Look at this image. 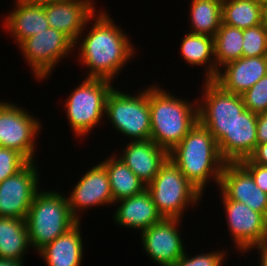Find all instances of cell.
I'll return each instance as SVG.
<instances>
[{
	"label": "cell",
	"mask_w": 267,
	"mask_h": 266,
	"mask_svg": "<svg viewBox=\"0 0 267 266\" xmlns=\"http://www.w3.org/2000/svg\"><path fill=\"white\" fill-rule=\"evenodd\" d=\"M33 1L43 3V2L66 1V0H33Z\"/></svg>",
	"instance_id": "cell-39"
},
{
	"label": "cell",
	"mask_w": 267,
	"mask_h": 266,
	"mask_svg": "<svg viewBox=\"0 0 267 266\" xmlns=\"http://www.w3.org/2000/svg\"><path fill=\"white\" fill-rule=\"evenodd\" d=\"M257 250V252H259V266H267V240L263 241L262 243L256 244L252 247H250L246 253H248V251L255 249Z\"/></svg>",
	"instance_id": "cell-36"
},
{
	"label": "cell",
	"mask_w": 267,
	"mask_h": 266,
	"mask_svg": "<svg viewBox=\"0 0 267 266\" xmlns=\"http://www.w3.org/2000/svg\"><path fill=\"white\" fill-rule=\"evenodd\" d=\"M146 189L163 218L182 219L186 209L199 205L203 195L169 158Z\"/></svg>",
	"instance_id": "cell-5"
},
{
	"label": "cell",
	"mask_w": 267,
	"mask_h": 266,
	"mask_svg": "<svg viewBox=\"0 0 267 266\" xmlns=\"http://www.w3.org/2000/svg\"><path fill=\"white\" fill-rule=\"evenodd\" d=\"M126 144L117 156L147 186L169 158V152L151 139Z\"/></svg>",
	"instance_id": "cell-19"
},
{
	"label": "cell",
	"mask_w": 267,
	"mask_h": 266,
	"mask_svg": "<svg viewBox=\"0 0 267 266\" xmlns=\"http://www.w3.org/2000/svg\"><path fill=\"white\" fill-rule=\"evenodd\" d=\"M222 23L239 29L262 24V0H223Z\"/></svg>",
	"instance_id": "cell-27"
},
{
	"label": "cell",
	"mask_w": 267,
	"mask_h": 266,
	"mask_svg": "<svg viewBox=\"0 0 267 266\" xmlns=\"http://www.w3.org/2000/svg\"><path fill=\"white\" fill-rule=\"evenodd\" d=\"M64 195L58 190H39L31 203L26 223L31 248L37 250L36 252L78 222Z\"/></svg>",
	"instance_id": "cell-4"
},
{
	"label": "cell",
	"mask_w": 267,
	"mask_h": 266,
	"mask_svg": "<svg viewBox=\"0 0 267 266\" xmlns=\"http://www.w3.org/2000/svg\"><path fill=\"white\" fill-rule=\"evenodd\" d=\"M194 102V103H193ZM151 135L158 146L170 152L198 122L196 101L175 97L159 84L149 87Z\"/></svg>",
	"instance_id": "cell-3"
},
{
	"label": "cell",
	"mask_w": 267,
	"mask_h": 266,
	"mask_svg": "<svg viewBox=\"0 0 267 266\" xmlns=\"http://www.w3.org/2000/svg\"><path fill=\"white\" fill-rule=\"evenodd\" d=\"M180 53L189 66H206L205 81L216 78L214 38L208 35L188 33L181 38Z\"/></svg>",
	"instance_id": "cell-23"
},
{
	"label": "cell",
	"mask_w": 267,
	"mask_h": 266,
	"mask_svg": "<svg viewBox=\"0 0 267 266\" xmlns=\"http://www.w3.org/2000/svg\"><path fill=\"white\" fill-rule=\"evenodd\" d=\"M246 109L259 114L267 111V75L241 94Z\"/></svg>",
	"instance_id": "cell-30"
},
{
	"label": "cell",
	"mask_w": 267,
	"mask_h": 266,
	"mask_svg": "<svg viewBox=\"0 0 267 266\" xmlns=\"http://www.w3.org/2000/svg\"><path fill=\"white\" fill-rule=\"evenodd\" d=\"M239 163L250 173L259 189L267 193V166L254 163L249 158L243 159Z\"/></svg>",
	"instance_id": "cell-33"
},
{
	"label": "cell",
	"mask_w": 267,
	"mask_h": 266,
	"mask_svg": "<svg viewBox=\"0 0 267 266\" xmlns=\"http://www.w3.org/2000/svg\"><path fill=\"white\" fill-rule=\"evenodd\" d=\"M169 159L202 193L205 192L204 188L208 186L209 181L219 186L220 176L226 164L217 141L199 122L169 152Z\"/></svg>",
	"instance_id": "cell-2"
},
{
	"label": "cell",
	"mask_w": 267,
	"mask_h": 266,
	"mask_svg": "<svg viewBox=\"0 0 267 266\" xmlns=\"http://www.w3.org/2000/svg\"><path fill=\"white\" fill-rule=\"evenodd\" d=\"M263 25L267 28V0H262Z\"/></svg>",
	"instance_id": "cell-38"
},
{
	"label": "cell",
	"mask_w": 267,
	"mask_h": 266,
	"mask_svg": "<svg viewBox=\"0 0 267 266\" xmlns=\"http://www.w3.org/2000/svg\"><path fill=\"white\" fill-rule=\"evenodd\" d=\"M17 46L37 81L48 78L60 60L76 50L65 34L51 27L28 37Z\"/></svg>",
	"instance_id": "cell-9"
},
{
	"label": "cell",
	"mask_w": 267,
	"mask_h": 266,
	"mask_svg": "<svg viewBox=\"0 0 267 266\" xmlns=\"http://www.w3.org/2000/svg\"><path fill=\"white\" fill-rule=\"evenodd\" d=\"M257 114L245 109L233 122L231 130L218 142L222 158L226 162H239L249 158L257 142Z\"/></svg>",
	"instance_id": "cell-17"
},
{
	"label": "cell",
	"mask_w": 267,
	"mask_h": 266,
	"mask_svg": "<svg viewBox=\"0 0 267 266\" xmlns=\"http://www.w3.org/2000/svg\"><path fill=\"white\" fill-rule=\"evenodd\" d=\"M79 180V181H78ZM67 195L68 205L73 217L81 222V211L96 206L114 204L109 177L104 165L99 162L83 174ZM80 214V215H79Z\"/></svg>",
	"instance_id": "cell-14"
},
{
	"label": "cell",
	"mask_w": 267,
	"mask_h": 266,
	"mask_svg": "<svg viewBox=\"0 0 267 266\" xmlns=\"http://www.w3.org/2000/svg\"><path fill=\"white\" fill-rule=\"evenodd\" d=\"M219 194L226 212L228 233L237 251L245 253L250 247L267 240V218L262 213Z\"/></svg>",
	"instance_id": "cell-12"
},
{
	"label": "cell",
	"mask_w": 267,
	"mask_h": 266,
	"mask_svg": "<svg viewBox=\"0 0 267 266\" xmlns=\"http://www.w3.org/2000/svg\"><path fill=\"white\" fill-rule=\"evenodd\" d=\"M14 10L4 17L3 28L18 45L30 36L49 28L43 3L33 0H14Z\"/></svg>",
	"instance_id": "cell-20"
},
{
	"label": "cell",
	"mask_w": 267,
	"mask_h": 266,
	"mask_svg": "<svg viewBox=\"0 0 267 266\" xmlns=\"http://www.w3.org/2000/svg\"><path fill=\"white\" fill-rule=\"evenodd\" d=\"M30 247L26 220L0 217V258L24 261Z\"/></svg>",
	"instance_id": "cell-24"
},
{
	"label": "cell",
	"mask_w": 267,
	"mask_h": 266,
	"mask_svg": "<svg viewBox=\"0 0 267 266\" xmlns=\"http://www.w3.org/2000/svg\"><path fill=\"white\" fill-rule=\"evenodd\" d=\"M115 204L119 206L112 216L114 222L124 228L138 229L139 233L163 219L147 189L131 197L120 199Z\"/></svg>",
	"instance_id": "cell-21"
},
{
	"label": "cell",
	"mask_w": 267,
	"mask_h": 266,
	"mask_svg": "<svg viewBox=\"0 0 267 266\" xmlns=\"http://www.w3.org/2000/svg\"><path fill=\"white\" fill-rule=\"evenodd\" d=\"M249 159L254 163L267 166V143L257 144Z\"/></svg>",
	"instance_id": "cell-35"
},
{
	"label": "cell",
	"mask_w": 267,
	"mask_h": 266,
	"mask_svg": "<svg viewBox=\"0 0 267 266\" xmlns=\"http://www.w3.org/2000/svg\"><path fill=\"white\" fill-rule=\"evenodd\" d=\"M213 38L217 76L222 66L242 57L243 29L222 23Z\"/></svg>",
	"instance_id": "cell-28"
},
{
	"label": "cell",
	"mask_w": 267,
	"mask_h": 266,
	"mask_svg": "<svg viewBox=\"0 0 267 266\" xmlns=\"http://www.w3.org/2000/svg\"><path fill=\"white\" fill-rule=\"evenodd\" d=\"M257 142L267 143V111L257 114Z\"/></svg>",
	"instance_id": "cell-34"
},
{
	"label": "cell",
	"mask_w": 267,
	"mask_h": 266,
	"mask_svg": "<svg viewBox=\"0 0 267 266\" xmlns=\"http://www.w3.org/2000/svg\"><path fill=\"white\" fill-rule=\"evenodd\" d=\"M182 219L163 218L140 233L142 248L159 266H172L184 253L185 243L179 227ZM184 244V245H183Z\"/></svg>",
	"instance_id": "cell-13"
},
{
	"label": "cell",
	"mask_w": 267,
	"mask_h": 266,
	"mask_svg": "<svg viewBox=\"0 0 267 266\" xmlns=\"http://www.w3.org/2000/svg\"><path fill=\"white\" fill-rule=\"evenodd\" d=\"M24 261L0 258V266H23Z\"/></svg>",
	"instance_id": "cell-37"
},
{
	"label": "cell",
	"mask_w": 267,
	"mask_h": 266,
	"mask_svg": "<svg viewBox=\"0 0 267 266\" xmlns=\"http://www.w3.org/2000/svg\"><path fill=\"white\" fill-rule=\"evenodd\" d=\"M36 164V161L29 162L15 175L0 183V217L26 220L40 188V172Z\"/></svg>",
	"instance_id": "cell-11"
},
{
	"label": "cell",
	"mask_w": 267,
	"mask_h": 266,
	"mask_svg": "<svg viewBox=\"0 0 267 266\" xmlns=\"http://www.w3.org/2000/svg\"><path fill=\"white\" fill-rule=\"evenodd\" d=\"M226 250L211 251L208 253H200L195 256H188L189 252L185 253L172 266H223V261L229 255Z\"/></svg>",
	"instance_id": "cell-31"
},
{
	"label": "cell",
	"mask_w": 267,
	"mask_h": 266,
	"mask_svg": "<svg viewBox=\"0 0 267 266\" xmlns=\"http://www.w3.org/2000/svg\"><path fill=\"white\" fill-rule=\"evenodd\" d=\"M218 189L227 199L244 203L267 218V193L259 189L239 162H226Z\"/></svg>",
	"instance_id": "cell-15"
},
{
	"label": "cell",
	"mask_w": 267,
	"mask_h": 266,
	"mask_svg": "<svg viewBox=\"0 0 267 266\" xmlns=\"http://www.w3.org/2000/svg\"><path fill=\"white\" fill-rule=\"evenodd\" d=\"M41 128V119L39 121L23 107L12 101H0V147L13 149L34 162L35 143H38L35 141Z\"/></svg>",
	"instance_id": "cell-10"
},
{
	"label": "cell",
	"mask_w": 267,
	"mask_h": 266,
	"mask_svg": "<svg viewBox=\"0 0 267 266\" xmlns=\"http://www.w3.org/2000/svg\"><path fill=\"white\" fill-rule=\"evenodd\" d=\"M109 177L114 202L143 192L147 186L113 153L101 162Z\"/></svg>",
	"instance_id": "cell-25"
},
{
	"label": "cell",
	"mask_w": 267,
	"mask_h": 266,
	"mask_svg": "<svg viewBox=\"0 0 267 266\" xmlns=\"http://www.w3.org/2000/svg\"><path fill=\"white\" fill-rule=\"evenodd\" d=\"M147 87L132 95L115 87L106 99L105 117L113 124L112 128L127 136L129 141L150 139L149 86Z\"/></svg>",
	"instance_id": "cell-7"
},
{
	"label": "cell",
	"mask_w": 267,
	"mask_h": 266,
	"mask_svg": "<svg viewBox=\"0 0 267 266\" xmlns=\"http://www.w3.org/2000/svg\"><path fill=\"white\" fill-rule=\"evenodd\" d=\"M267 56V28L262 24L243 29L242 57Z\"/></svg>",
	"instance_id": "cell-29"
},
{
	"label": "cell",
	"mask_w": 267,
	"mask_h": 266,
	"mask_svg": "<svg viewBox=\"0 0 267 266\" xmlns=\"http://www.w3.org/2000/svg\"><path fill=\"white\" fill-rule=\"evenodd\" d=\"M223 0H191L187 32L214 37L222 24Z\"/></svg>",
	"instance_id": "cell-26"
},
{
	"label": "cell",
	"mask_w": 267,
	"mask_h": 266,
	"mask_svg": "<svg viewBox=\"0 0 267 266\" xmlns=\"http://www.w3.org/2000/svg\"><path fill=\"white\" fill-rule=\"evenodd\" d=\"M80 221L37 253L47 266H82L84 254Z\"/></svg>",
	"instance_id": "cell-22"
},
{
	"label": "cell",
	"mask_w": 267,
	"mask_h": 266,
	"mask_svg": "<svg viewBox=\"0 0 267 266\" xmlns=\"http://www.w3.org/2000/svg\"><path fill=\"white\" fill-rule=\"evenodd\" d=\"M92 21L94 23H91L88 33L83 30L74 43V47L79 48L80 61L77 62L88 69L84 78L114 81L128 61L135 57V46L105 9L96 11L92 15Z\"/></svg>",
	"instance_id": "cell-1"
},
{
	"label": "cell",
	"mask_w": 267,
	"mask_h": 266,
	"mask_svg": "<svg viewBox=\"0 0 267 266\" xmlns=\"http://www.w3.org/2000/svg\"><path fill=\"white\" fill-rule=\"evenodd\" d=\"M29 161L13 149L0 147V183L23 169Z\"/></svg>",
	"instance_id": "cell-32"
},
{
	"label": "cell",
	"mask_w": 267,
	"mask_h": 266,
	"mask_svg": "<svg viewBox=\"0 0 267 266\" xmlns=\"http://www.w3.org/2000/svg\"><path fill=\"white\" fill-rule=\"evenodd\" d=\"M113 81L85 78L65 100L67 120L76 138H83L104 119L106 99L114 86Z\"/></svg>",
	"instance_id": "cell-6"
},
{
	"label": "cell",
	"mask_w": 267,
	"mask_h": 266,
	"mask_svg": "<svg viewBox=\"0 0 267 266\" xmlns=\"http://www.w3.org/2000/svg\"><path fill=\"white\" fill-rule=\"evenodd\" d=\"M94 4L93 0L53 1L43 2V8L49 26L75 43L80 33L92 21V15L96 12Z\"/></svg>",
	"instance_id": "cell-16"
},
{
	"label": "cell",
	"mask_w": 267,
	"mask_h": 266,
	"mask_svg": "<svg viewBox=\"0 0 267 266\" xmlns=\"http://www.w3.org/2000/svg\"><path fill=\"white\" fill-rule=\"evenodd\" d=\"M267 75V56L241 57L222 66L213 80L224 91L243 94Z\"/></svg>",
	"instance_id": "cell-18"
},
{
	"label": "cell",
	"mask_w": 267,
	"mask_h": 266,
	"mask_svg": "<svg viewBox=\"0 0 267 266\" xmlns=\"http://www.w3.org/2000/svg\"><path fill=\"white\" fill-rule=\"evenodd\" d=\"M202 88L203 95L197 98L198 122L209 130L218 143L230 132L233 122L246 107L240 94L224 91L213 80H204Z\"/></svg>",
	"instance_id": "cell-8"
}]
</instances>
